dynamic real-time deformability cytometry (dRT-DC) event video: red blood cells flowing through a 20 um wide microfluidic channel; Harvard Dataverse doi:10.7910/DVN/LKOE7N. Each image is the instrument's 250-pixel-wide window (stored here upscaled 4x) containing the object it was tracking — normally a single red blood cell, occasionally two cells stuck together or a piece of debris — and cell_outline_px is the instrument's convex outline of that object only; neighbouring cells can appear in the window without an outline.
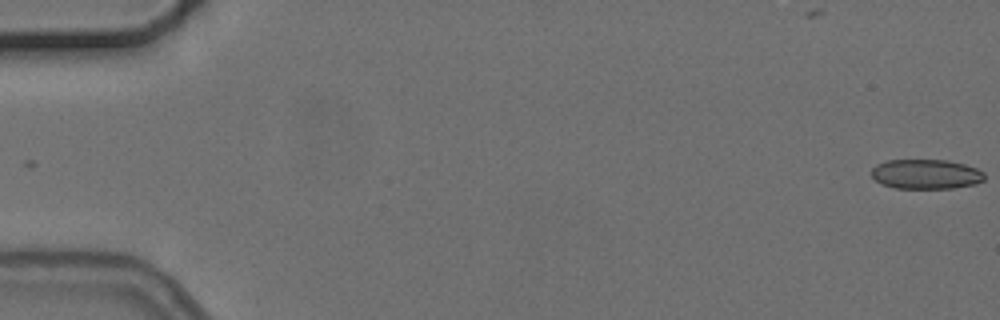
{"species": "common noctule bat (a hibernating species)", "species_latin": "Nyctalus noctula", "temperature_condition": "cold", "stored_images_in_passage": 5, "camera_frame_rate_fps": 3000, "um_per_image_px": 0.085, "animal": {"sex": "female", "body_mass_g": 24.6, "forearm_length_mm": 56.2}, "frame": {"image": 1, "passage_image": 1, "time_ms": 0.0, "image_size_px": [1000, 320], "cell_outline_px": [[984, 180], [976, 184], [952, 188], [896, 188], [880, 184], [872, 176], [872, 168], [876, 164], [888, 160], [948, 160], [964, 164], [976, 168], [984, 172]], "centroid_in_image_um": [78.71, 14.8], "position_along_channel_um": 6.3, "area_um2": 19.59}}
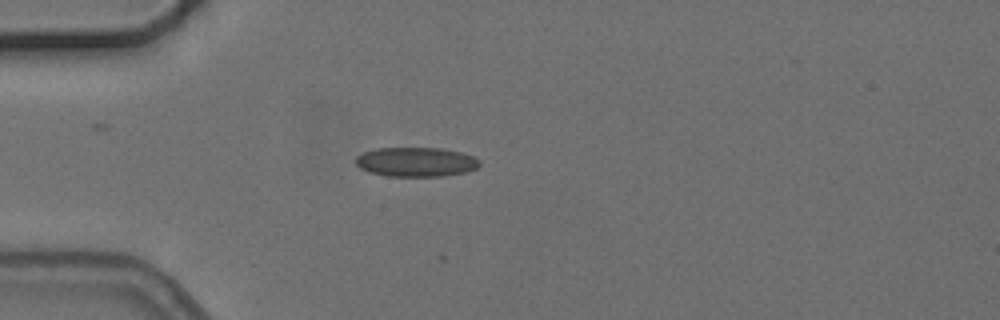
{"frame": {"image": 2, "passage_image": 5, "time_ms": 5.0, "image_size_px": [1000, 320], "cell_outline_px": [[480, 164], [476, 168], [468, 172], [444, 176], [388, 176], [368, 172], [360, 168], [356, 164], [356, 156], [364, 152], [376, 148], [444, 148], [460, 152], [472, 156], [480, 160]], "centroid_in_image_um": [35.37, 13.77], "position_along_channel_um": 49.6, "area_um2": 21.33}}